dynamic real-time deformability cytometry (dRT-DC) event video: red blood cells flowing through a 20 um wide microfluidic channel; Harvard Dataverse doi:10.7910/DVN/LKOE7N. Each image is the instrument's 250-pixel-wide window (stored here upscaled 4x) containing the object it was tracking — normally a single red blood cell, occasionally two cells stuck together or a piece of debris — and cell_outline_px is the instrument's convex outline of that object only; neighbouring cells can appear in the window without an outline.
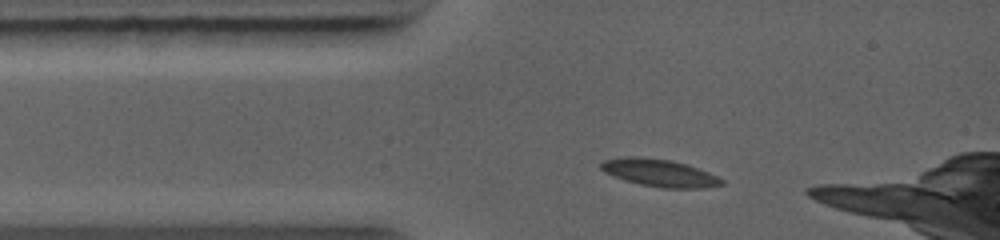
{"species": "common noctule bat (a hibernating species)", "species_latin": "Nyctalus noctula", "temperature_condition": "warm", "stored_images_in_passage": 3, "camera_frame_rate_fps": 5000, "um_per_image_px": 0.085, "animal": {"sex": "female", "body_mass_g": 19.0, "forearm_length_mm": 56.7}, "frame": {"image": 1, "passage_image": 1, "time_ms": 0.0, "image_size_px": [1000, 240], "cell_outline_px": [[724, 184], [704, 188], [660, 188], [640, 184], [624, 180], [612, 176], [604, 172], [600, 168], [600, 164], [604, 160], [624, 156], [636, 156], [672, 160], [688, 164], [708, 172], [724, 180]], "centroid_in_image_um": [56.04, 14.69], "position_along_channel_um": 29.0, "area_um2": 19.48}}
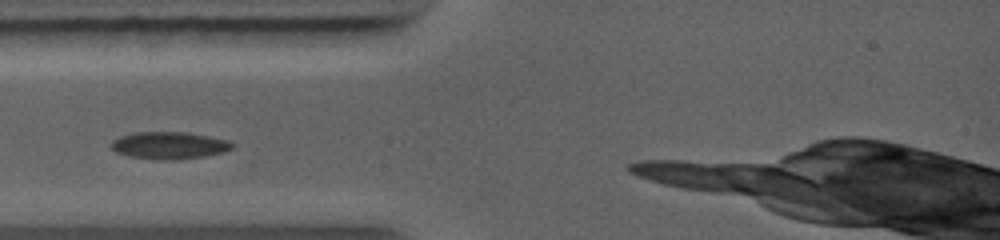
{"frame": {"image": 2, "passage_image": 2, "time_ms": 1.2, "image_size_px": [1000, 240], "cell_outline_px": [[236, 144], [232, 148], [224, 152], [204, 156], [180, 160], [156, 160], [128, 156], [116, 152], [108, 144], [112, 140], [120, 136], [136, 132], [188, 132], [228, 140]], "centroid_in_image_um": [14.37, 12.36], "position_along_channel_um": 70.6, "area_um2": 19.48}}